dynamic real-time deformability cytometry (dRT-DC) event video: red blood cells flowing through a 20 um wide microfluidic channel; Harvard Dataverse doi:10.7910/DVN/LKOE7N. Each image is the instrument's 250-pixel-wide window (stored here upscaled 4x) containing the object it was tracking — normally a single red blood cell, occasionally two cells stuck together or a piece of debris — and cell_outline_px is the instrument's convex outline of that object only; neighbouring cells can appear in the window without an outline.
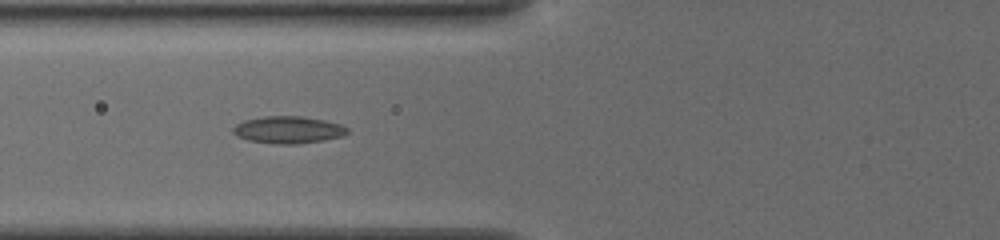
{"species": "common noctule bat (a hibernating species)", "species_latin": "Nyctalus noctula", "temperature_condition": "cold", "stored_images_in_passage": 38, "camera_frame_rate_fps": 3000, "um_per_image_px": 0.085, "animal": {"sex": "female", "body_mass_g": 19.5, "forearm_length_mm": 54.1}, "frame": {"image": 1, "passage_image": 7, "time_ms": 2.0, "image_size_px": [1000, 240], "cell_outline_px": [[348, 132], [344, 136], [324, 140], [296, 144], [272, 144], [248, 140], [236, 136], [232, 132], [232, 128], [236, 124], [244, 120], [264, 116], [304, 116], [324, 120], [340, 124], [348, 128]], "centroid_in_image_um": [24.48, 11.03], "position_along_channel_um": 101.3, "area_um2": 18.26}}
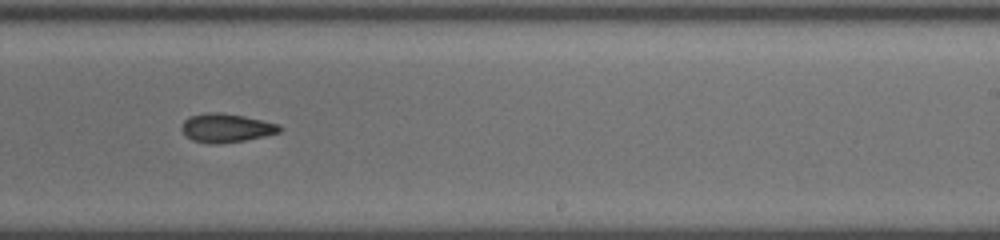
{"frame": {"image": 2, "passage_image": 20, "time_ms": 6.333, "image_size_px": [1000, 240], "cell_outline_px": [[284, 128], [280, 132], [264, 136], [244, 140], [220, 144], [208, 144], [192, 140], [180, 128], [184, 120], [188, 116], [212, 112], [220, 112], [244, 116], [280, 124]], "centroid_in_image_um": [19.25, 10.87], "position_along_channel_um": 269.8, "area_um2": 16.47}}
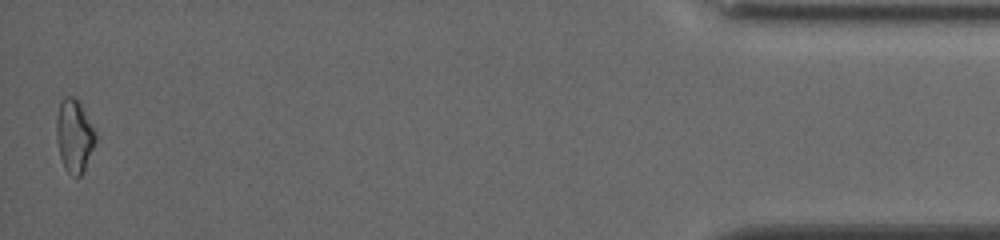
{"frame": {"image": 3, "passage_image": 38, "time_ms": 12.333, "image_size_px": [1000, 240], "cell_outline_px": [[100, 136], [80, 176], [76, 176], [68, 172], [64, 168], [60, 156], [56, 136], [56, 116], [60, 100], [64, 96], [72, 96], [80, 104]], "centroid_in_image_um": [6.34, 11.51], "position_along_channel_um": 428.9, "area_um2": 16.88}}